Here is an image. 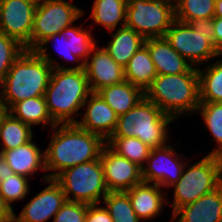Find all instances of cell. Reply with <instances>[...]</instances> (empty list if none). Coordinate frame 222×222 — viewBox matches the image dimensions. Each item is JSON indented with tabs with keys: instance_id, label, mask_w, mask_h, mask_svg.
<instances>
[{
	"instance_id": "obj_4",
	"label": "cell",
	"mask_w": 222,
	"mask_h": 222,
	"mask_svg": "<svg viewBox=\"0 0 222 222\" xmlns=\"http://www.w3.org/2000/svg\"><path fill=\"white\" fill-rule=\"evenodd\" d=\"M91 93L85 69H53L44 94L53 121L60 125L75 124V113L83 108Z\"/></svg>"
},
{
	"instance_id": "obj_42",
	"label": "cell",
	"mask_w": 222,
	"mask_h": 222,
	"mask_svg": "<svg viewBox=\"0 0 222 222\" xmlns=\"http://www.w3.org/2000/svg\"><path fill=\"white\" fill-rule=\"evenodd\" d=\"M8 114L7 106L0 99V126L3 118Z\"/></svg>"
},
{
	"instance_id": "obj_8",
	"label": "cell",
	"mask_w": 222,
	"mask_h": 222,
	"mask_svg": "<svg viewBox=\"0 0 222 222\" xmlns=\"http://www.w3.org/2000/svg\"><path fill=\"white\" fill-rule=\"evenodd\" d=\"M54 180L61 186L67 201L99 204L109 192L100 158L67 168Z\"/></svg>"
},
{
	"instance_id": "obj_11",
	"label": "cell",
	"mask_w": 222,
	"mask_h": 222,
	"mask_svg": "<svg viewBox=\"0 0 222 222\" xmlns=\"http://www.w3.org/2000/svg\"><path fill=\"white\" fill-rule=\"evenodd\" d=\"M179 157L169 143L151 149L146 165L142 167L143 182L161 188L173 186L181 177L185 164H188V161L182 162Z\"/></svg>"
},
{
	"instance_id": "obj_17",
	"label": "cell",
	"mask_w": 222,
	"mask_h": 222,
	"mask_svg": "<svg viewBox=\"0 0 222 222\" xmlns=\"http://www.w3.org/2000/svg\"><path fill=\"white\" fill-rule=\"evenodd\" d=\"M176 222H222V185L172 215Z\"/></svg>"
},
{
	"instance_id": "obj_38",
	"label": "cell",
	"mask_w": 222,
	"mask_h": 222,
	"mask_svg": "<svg viewBox=\"0 0 222 222\" xmlns=\"http://www.w3.org/2000/svg\"><path fill=\"white\" fill-rule=\"evenodd\" d=\"M214 46L219 55L222 56V17H213Z\"/></svg>"
},
{
	"instance_id": "obj_16",
	"label": "cell",
	"mask_w": 222,
	"mask_h": 222,
	"mask_svg": "<svg viewBox=\"0 0 222 222\" xmlns=\"http://www.w3.org/2000/svg\"><path fill=\"white\" fill-rule=\"evenodd\" d=\"M83 107L86 108L84 116L75 124L88 132L100 135L107 141L116 128L118 115L98 93L94 92L89 95Z\"/></svg>"
},
{
	"instance_id": "obj_22",
	"label": "cell",
	"mask_w": 222,
	"mask_h": 222,
	"mask_svg": "<svg viewBox=\"0 0 222 222\" xmlns=\"http://www.w3.org/2000/svg\"><path fill=\"white\" fill-rule=\"evenodd\" d=\"M155 65L148 48L143 45L124 67V78L144 93L151 86L157 76Z\"/></svg>"
},
{
	"instance_id": "obj_25",
	"label": "cell",
	"mask_w": 222,
	"mask_h": 222,
	"mask_svg": "<svg viewBox=\"0 0 222 222\" xmlns=\"http://www.w3.org/2000/svg\"><path fill=\"white\" fill-rule=\"evenodd\" d=\"M127 4L128 0H95L91 19L113 32L119 22L122 21L121 27L126 25Z\"/></svg>"
},
{
	"instance_id": "obj_3",
	"label": "cell",
	"mask_w": 222,
	"mask_h": 222,
	"mask_svg": "<svg viewBox=\"0 0 222 222\" xmlns=\"http://www.w3.org/2000/svg\"><path fill=\"white\" fill-rule=\"evenodd\" d=\"M145 97L174 120L197 112L200 104L198 68L182 74L157 75Z\"/></svg>"
},
{
	"instance_id": "obj_26",
	"label": "cell",
	"mask_w": 222,
	"mask_h": 222,
	"mask_svg": "<svg viewBox=\"0 0 222 222\" xmlns=\"http://www.w3.org/2000/svg\"><path fill=\"white\" fill-rule=\"evenodd\" d=\"M32 127L13 117L9 112L0 126V146L2 151L17 148L33 139Z\"/></svg>"
},
{
	"instance_id": "obj_5",
	"label": "cell",
	"mask_w": 222,
	"mask_h": 222,
	"mask_svg": "<svg viewBox=\"0 0 222 222\" xmlns=\"http://www.w3.org/2000/svg\"><path fill=\"white\" fill-rule=\"evenodd\" d=\"M174 119L146 97L118 116L112 136L136 137L151 149L167 144L168 126Z\"/></svg>"
},
{
	"instance_id": "obj_32",
	"label": "cell",
	"mask_w": 222,
	"mask_h": 222,
	"mask_svg": "<svg viewBox=\"0 0 222 222\" xmlns=\"http://www.w3.org/2000/svg\"><path fill=\"white\" fill-rule=\"evenodd\" d=\"M103 202L114 222H140L126 192H108Z\"/></svg>"
},
{
	"instance_id": "obj_36",
	"label": "cell",
	"mask_w": 222,
	"mask_h": 222,
	"mask_svg": "<svg viewBox=\"0 0 222 222\" xmlns=\"http://www.w3.org/2000/svg\"><path fill=\"white\" fill-rule=\"evenodd\" d=\"M88 204L66 201L55 214L53 222H85Z\"/></svg>"
},
{
	"instance_id": "obj_1",
	"label": "cell",
	"mask_w": 222,
	"mask_h": 222,
	"mask_svg": "<svg viewBox=\"0 0 222 222\" xmlns=\"http://www.w3.org/2000/svg\"><path fill=\"white\" fill-rule=\"evenodd\" d=\"M56 124L51 128L49 146L44 151L46 174L42 180L54 179L63 170L88 161L100 158L106 141L95 133L88 132L76 124Z\"/></svg>"
},
{
	"instance_id": "obj_30",
	"label": "cell",
	"mask_w": 222,
	"mask_h": 222,
	"mask_svg": "<svg viewBox=\"0 0 222 222\" xmlns=\"http://www.w3.org/2000/svg\"><path fill=\"white\" fill-rule=\"evenodd\" d=\"M174 10L175 19L184 23L211 19L215 13V0H179Z\"/></svg>"
},
{
	"instance_id": "obj_14",
	"label": "cell",
	"mask_w": 222,
	"mask_h": 222,
	"mask_svg": "<svg viewBox=\"0 0 222 222\" xmlns=\"http://www.w3.org/2000/svg\"><path fill=\"white\" fill-rule=\"evenodd\" d=\"M43 182L49 185L34 196L19 215L13 213V222H46L65 204L67 199L61 186L54 179Z\"/></svg>"
},
{
	"instance_id": "obj_27",
	"label": "cell",
	"mask_w": 222,
	"mask_h": 222,
	"mask_svg": "<svg viewBox=\"0 0 222 222\" xmlns=\"http://www.w3.org/2000/svg\"><path fill=\"white\" fill-rule=\"evenodd\" d=\"M55 40L57 42V50L61 56H64L62 58H65L67 60H73L78 63L77 66L74 67H65L64 65L61 66L56 59H52L50 55L47 53V48H45V45L49 43L50 41ZM60 46H59V45ZM41 58L46 60L52 67L53 69H61V70H82L84 69V62L77 57L76 55L72 54V46H71V26L66 27L63 29L59 34H55L51 36L50 38L44 40L35 50H34ZM58 63V64H57Z\"/></svg>"
},
{
	"instance_id": "obj_41",
	"label": "cell",
	"mask_w": 222,
	"mask_h": 222,
	"mask_svg": "<svg viewBox=\"0 0 222 222\" xmlns=\"http://www.w3.org/2000/svg\"><path fill=\"white\" fill-rule=\"evenodd\" d=\"M214 17H222V0H215Z\"/></svg>"
},
{
	"instance_id": "obj_13",
	"label": "cell",
	"mask_w": 222,
	"mask_h": 222,
	"mask_svg": "<svg viewBox=\"0 0 222 222\" xmlns=\"http://www.w3.org/2000/svg\"><path fill=\"white\" fill-rule=\"evenodd\" d=\"M100 160L109 192H125L143 182L142 167L119 156L107 144L102 148Z\"/></svg>"
},
{
	"instance_id": "obj_6",
	"label": "cell",
	"mask_w": 222,
	"mask_h": 222,
	"mask_svg": "<svg viewBox=\"0 0 222 222\" xmlns=\"http://www.w3.org/2000/svg\"><path fill=\"white\" fill-rule=\"evenodd\" d=\"M213 18L184 23L175 19L166 32L170 45L193 67L220 56L214 46Z\"/></svg>"
},
{
	"instance_id": "obj_21",
	"label": "cell",
	"mask_w": 222,
	"mask_h": 222,
	"mask_svg": "<svg viewBox=\"0 0 222 222\" xmlns=\"http://www.w3.org/2000/svg\"><path fill=\"white\" fill-rule=\"evenodd\" d=\"M145 39L132 28L126 25L119 26L112 34V40L105 50L121 67H125L131 57L144 45Z\"/></svg>"
},
{
	"instance_id": "obj_43",
	"label": "cell",
	"mask_w": 222,
	"mask_h": 222,
	"mask_svg": "<svg viewBox=\"0 0 222 222\" xmlns=\"http://www.w3.org/2000/svg\"><path fill=\"white\" fill-rule=\"evenodd\" d=\"M160 1H164V2H167V3H170L172 5H176L178 3L179 0H160ZM175 1V2H174ZM174 2V3H173Z\"/></svg>"
},
{
	"instance_id": "obj_39",
	"label": "cell",
	"mask_w": 222,
	"mask_h": 222,
	"mask_svg": "<svg viewBox=\"0 0 222 222\" xmlns=\"http://www.w3.org/2000/svg\"><path fill=\"white\" fill-rule=\"evenodd\" d=\"M13 213L0 196V222H13Z\"/></svg>"
},
{
	"instance_id": "obj_18",
	"label": "cell",
	"mask_w": 222,
	"mask_h": 222,
	"mask_svg": "<svg viewBox=\"0 0 222 222\" xmlns=\"http://www.w3.org/2000/svg\"><path fill=\"white\" fill-rule=\"evenodd\" d=\"M144 45L149 50L158 75L182 74L193 68L165 37L145 39Z\"/></svg>"
},
{
	"instance_id": "obj_7",
	"label": "cell",
	"mask_w": 222,
	"mask_h": 222,
	"mask_svg": "<svg viewBox=\"0 0 222 222\" xmlns=\"http://www.w3.org/2000/svg\"><path fill=\"white\" fill-rule=\"evenodd\" d=\"M186 166L179 180L171 186L174 188V201L169 203L173 206L171 215L222 185V158L219 155L208 154L192 166Z\"/></svg>"
},
{
	"instance_id": "obj_37",
	"label": "cell",
	"mask_w": 222,
	"mask_h": 222,
	"mask_svg": "<svg viewBox=\"0 0 222 222\" xmlns=\"http://www.w3.org/2000/svg\"><path fill=\"white\" fill-rule=\"evenodd\" d=\"M98 204L88 205L85 222H114L108 210Z\"/></svg>"
},
{
	"instance_id": "obj_35",
	"label": "cell",
	"mask_w": 222,
	"mask_h": 222,
	"mask_svg": "<svg viewBox=\"0 0 222 222\" xmlns=\"http://www.w3.org/2000/svg\"><path fill=\"white\" fill-rule=\"evenodd\" d=\"M82 27L71 25V46L72 54L79 57L85 63L96 43L94 36L91 34V29L86 31Z\"/></svg>"
},
{
	"instance_id": "obj_2",
	"label": "cell",
	"mask_w": 222,
	"mask_h": 222,
	"mask_svg": "<svg viewBox=\"0 0 222 222\" xmlns=\"http://www.w3.org/2000/svg\"><path fill=\"white\" fill-rule=\"evenodd\" d=\"M53 67L35 51L25 50L0 82V99L9 109L14 103L44 96Z\"/></svg>"
},
{
	"instance_id": "obj_23",
	"label": "cell",
	"mask_w": 222,
	"mask_h": 222,
	"mask_svg": "<svg viewBox=\"0 0 222 222\" xmlns=\"http://www.w3.org/2000/svg\"><path fill=\"white\" fill-rule=\"evenodd\" d=\"M102 99L120 116L132 109L142 98L144 92L124 80L122 83L110 85L97 92Z\"/></svg>"
},
{
	"instance_id": "obj_12",
	"label": "cell",
	"mask_w": 222,
	"mask_h": 222,
	"mask_svg": "<svg viewBox=\"0 0 222 222\" xmlns=\"http://www.w3.org/2000/svg\"><path fill=\"white\" fill-rule=\"evenodd\" d=\"M37 4L35 0H0V31L25 47L30 42Z\"/></svg>"
},
{
	"instance_id": "obj_10",
	"label": "cell",
	"mask_w": 222,
	"mask_h": 222,
	"mask_svg": "<svg viewBox=\"0 0 222 222\" xmlns=\"http://www.w3.org/2000/svg\"><path fill=\"white\" fill-rule=\"evenodd\" d=\"M175 20L174 5L160 0H128L126 26L144 39L165 37Z\"/></svg>"
},
{
	"instance_id": "obj_31",
	"label": "cell",
	"mask_w": 222,
	"mask_h": 222,
	"mask_svg": "<svg viewBox=\"0 0 222 222\" xmlns=\"http://www.w3.org/2000/svg\"><path fill=\"white\" fill-rule=\"evenodd\" d=\"M201 112V117L206 127L214 137L217 145L209 154L222 155V103L200 102L197 112Z\"/></svg>"
},
{
	"instance_id": "obj_9",
	"label": "cell",
	"mask_w": 222,
	"mask_h": 222,
	"mask_svg": "<svg viewBox=\"0 0 222 222\" xmlns=\"http://www.w3.org/2000/svg\"><path fill=\"white\" fill-rule=\"evenodd\" d=\"M83 14L81 8L65 0H40L34 14L30 42L25 49L34 51L44 40L59 34Z\"/></svg>"
},
{
	"instance_id": "obj_19",
	"label": "cell",
	"mask_w": 222,
	"mask_h": 222,
	"mask_svg": "<svg viewBox=\"0 0 222 222\" xmlns=\"http://www.w3.org/2000/svg\"><path fill=\"white\" fill-rule=\"evenodd\" d=\"M125 192L129 196L135 214L142 221L157 217L162 212L164 203H168L161 187L156 184L141 182Z\"/></svg>"
},
{
	"instance_id": "obj_34",
	"label": "cell",
	"mask_w": 222,
	"mask_h": 222,
	"mask_svg": "<svg viewBox=\"0 0 222 222\" xmlns=\"http://www.w3.org/2000/svg\"><path fill=\"white\" fill-rule=\"evenodd\" d=\"M28 180L25 176L13 174L0 182V196L10 209L13 210L12 202L25 199L29 192Z\"/></svg>"
},
{
	"instance_id": "obj_20",
	"label": "cell",
	"mask_w": 222,
	"mask_h": 222,
	"mask_svg": "<svg viewBox=\"0 0 222 222\" xmlns=\"http://www.w3.org/2000/svg\"><path fill=\"white\" fill-rule=\"evenodd\" d=\"M41 151L32 139L17 148L2 151L1 154L15 174L29 178L38 170L46 171L45 156Z\"/></svg>"
},
{
	"instance_id": "obj_40",
	"label": "cell",
	"mask_w": 222,
	"mask_h": 222,
	"mask_svg": "<svg viewBox=\"0 0 222 222\" xmlns=\"http://www.w3.org/2000/svg\"><path fill=\"white\" fill-rule=\"evenodd\" d=\"M13 174H15L14 171L11 169L5 158L0 153V182L7 179V177H11Z\"/></svg>"
},
{
	"instance_id": "obj_28",
	"label": "cell",
	"mask_w": 222,
	"mask_h": 222,
	"mask_svg": "<svg viewBox=\"0 0 222 222\" xmlns=\"http://www.w3.org/2000/svg\"><path fill=\"white\" fill-rule=\"evenodd\" d=\"M210 65L198 68L200 102L222 103V59Z\"/></svg>"
},
{
	"instance_id": "obj_15",
	"label": "cell",
	"mask_w": 222,
	"mask_h": 222,
	"mask_svg": "<svg viewBox=\"0 0 222 222\" xmlns=\"http://www.w3.org/2000/svg\"><path fill=\"white\" fill-rule=\"evenodd\" d=\"M97 48L96 45L84 63L88 83L94 93L125 80L124 68L115 62L104 47Z\"/></svg>"
},
{
	"instance_id": "obj_33",
	"label": "cell",
	"mask_w": 222,
	"mask_h": 222,
	"mask_svg": "<svg viewBox=\"0 0 222 222\" xmlns=\"http://www.w3.org/2000/svg\"><path fill=\"white\" fill-rule=\"evenodd\" d=\"M25 50L19 41L0 31V82Z\"/></svg>"
},
{
	"instance_id": "obj_29",
	"label": "cell",
	"mask_w": 222,
	"mask_h": 222,
	"mask_svg": "<svg viewBox=\"0 0 222 222\" xmlns=\"http://www.w3.org/2000/svg\"><path fill=\"white\" fill-rule=\"evenodd\" d=\"M106 144L119 156L143 167L151 148L136 137L111 136ZM145 162V163H144Z\"/></svg>"
},
{
	"instance_id": "obj_24",
	"label": "cell",
	"mask_w": 222,
	"mask_h": 222,
	"mask_svg": "<svg viewBox=\"0 0 222 222\" xmlns=\"http://www.w3.org/2000/svg\"><path fill=\"white\" fill-rule=\"evenodd\" d=\"M8 112L16 119L21 120L31 127L43 124V128L46 125H50L52 128L56 125L48 112L44 96L28 98L14 103L8 109Z\"/></svg>"
}]
</instances>
